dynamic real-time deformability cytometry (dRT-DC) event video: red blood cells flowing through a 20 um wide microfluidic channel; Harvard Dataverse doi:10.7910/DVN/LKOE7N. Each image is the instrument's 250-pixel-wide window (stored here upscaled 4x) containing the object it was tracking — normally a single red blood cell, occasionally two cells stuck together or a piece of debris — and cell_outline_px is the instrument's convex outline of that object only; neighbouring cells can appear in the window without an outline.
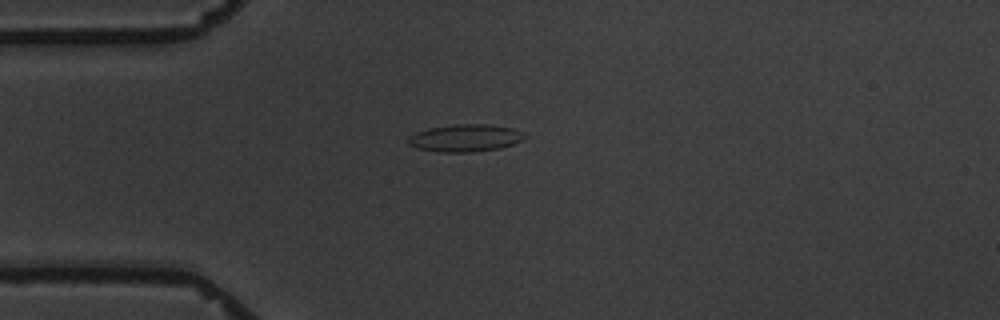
{"species": "common noctule bat (a hibernating species)", "species_latin": "Nyctalus noctula", "temperature_condition": "warm", "stored_images_in_passage": 2, "camera_frame_rate_fps": 3000, "um_per_image_px": 0.085, "animal": {"sex": "male", "body_mass_g": 19.5, "forearm_length_mm": 54.6}, "frame": {"image": 1, "passage_image": 1, "time_ms": 0.0, "image_size_px": [1000, 320], "cell_outline_px": [[528, 136], [524, 140], [500, 148], [472, 152], [440, 152], [416, 148], [408, 144], [408, 136], [416, 132], [428, 128], [456, 124], [488, 124], [512, 128], [524, 132]], "centroid_in_image_um": [39.56, 11.73], "position_along_channel_um": 45.4, "area_um2": 18.73}}
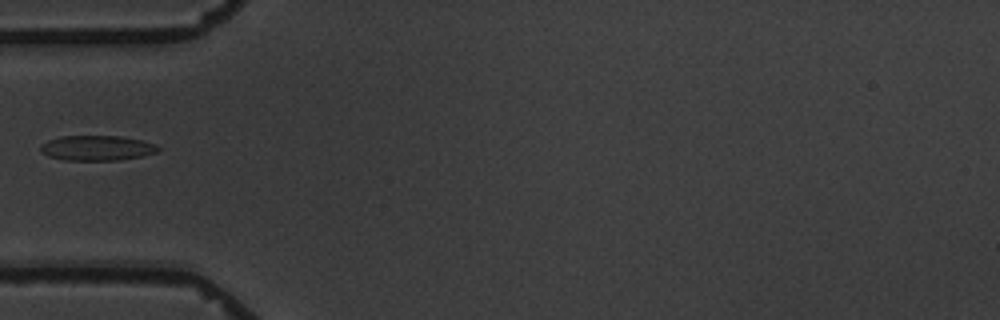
{"frame": {"image": 2, "passage_image": 2, "time_ms": 1.333, "image_size_px": [1000, 320], "cell_outline_px": [[160, 148], [156, 152], [144, 156], [120, 160], [64, 160], [48, 156], [40, 152], [40, 144], [48, 140], [60, 136], [120, 136], [140, 140], [156, 144]], "centroid_in_image_um": [8.22, 12.58], "position_along_channel_um": 76.8, "area_um2": 17.28}}